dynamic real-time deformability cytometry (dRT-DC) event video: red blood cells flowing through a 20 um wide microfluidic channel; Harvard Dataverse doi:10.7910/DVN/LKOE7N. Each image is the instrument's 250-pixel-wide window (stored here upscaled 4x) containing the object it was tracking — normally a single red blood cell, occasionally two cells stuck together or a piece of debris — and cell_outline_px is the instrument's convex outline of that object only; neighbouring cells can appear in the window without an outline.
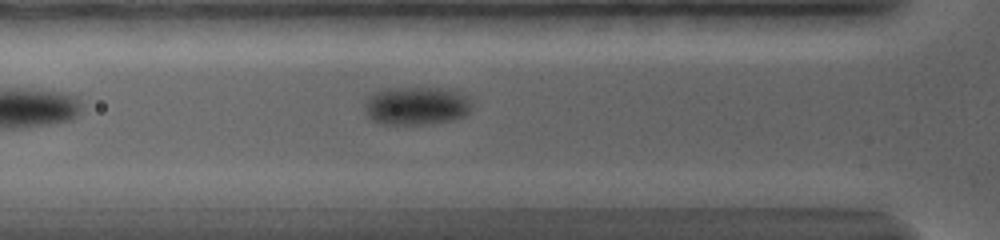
{"species": "common noctule bat (a hibernating species)", "species_latin": "Nyctalus noctula", "temperature_condition": "warm", "stored_images_in_passage": 3, "camera_frame_rate_fps": 5000, "um_per_image_px": 0.085, "animal": {"sex": "female", "body_mass_g": 19.0, "forearm_length_mm": 56.7}, "frame": {"image": 1, "passage_image": 3, "time_ms": 2.0, "image_size_px": [1000, 240], "cell_outline_px": [[468, 112], [464, 116], [452, 120], [432, 124], [380, 124], [372, 120], [364, 112], [364, 104], [372, 96], [380, 92], [448, 92], [468, 104]], "centroid_in_image_um": [35.24, 9.16], "position_along_channel_um": 90.6, "area_um2": 20.92}}